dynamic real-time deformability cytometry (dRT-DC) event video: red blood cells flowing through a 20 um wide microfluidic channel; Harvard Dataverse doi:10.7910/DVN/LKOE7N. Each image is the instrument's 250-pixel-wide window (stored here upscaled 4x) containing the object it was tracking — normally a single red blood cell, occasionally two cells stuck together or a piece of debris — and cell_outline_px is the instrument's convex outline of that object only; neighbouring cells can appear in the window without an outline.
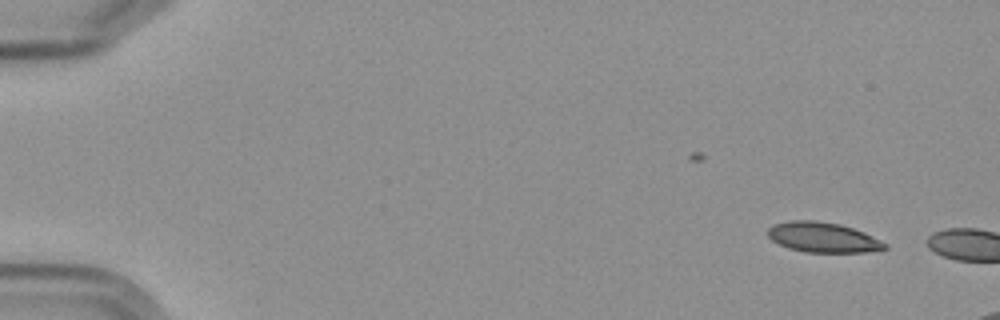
{"species": "Egyptian fruit bat (a non-hibernating species)", "species_latin": "Rousettus aegyptiacus", "temperature_condition": "cold", "stored_images_in_passage": 3, "camera_frame_rate_fps": 3000, "um_per_image_px": 0.085, "frame": {"image": 1, "passage_image": 2, "time_ms": 1.333, "image_size_px": [1000, 320], "cell_outline_px": [[888, 248], [864, 252], [804, 252], [788, 248], [772, 240], [768, 236], [768, 228], [772, 224], [788, 220], [816, 220], [840, 224], [864, 232], [888, 244]], "centroid_in_image_um": [69.92, 20.16], "position_along_channel_um": 15.1, "area_um2": 20.58}}